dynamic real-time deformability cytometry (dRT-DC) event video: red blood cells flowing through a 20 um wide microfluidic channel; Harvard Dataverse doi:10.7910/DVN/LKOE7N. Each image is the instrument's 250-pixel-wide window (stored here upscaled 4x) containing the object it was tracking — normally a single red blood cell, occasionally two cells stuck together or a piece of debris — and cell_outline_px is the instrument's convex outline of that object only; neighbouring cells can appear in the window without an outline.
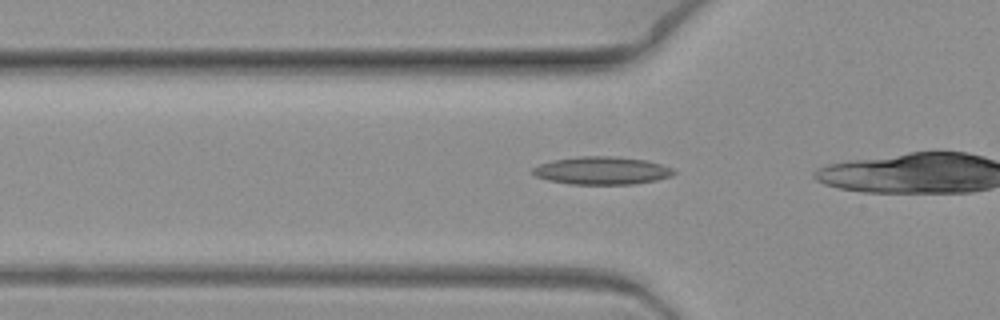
{"species": "common noctule bat (a hibernating species)", "species_latin": "Nyctalus noctula", "temperature_condition": "warm", "stored_images_in_passage": 6, "camera_frame_rate_fps": 3000, "um_per_image_px": 0.085, "animal": {"sex": "female", "body_mass_g": 19.3, "forearm_length_mm": 54.1}, "frame": {"image": 1, "passage_image": 6, "time_ms": 1.667, "image_size_px": [1000, 320], "cell_outline_px": [[676, 172], [668, 176], [656, 180], [632, 184], [572, 184], [548, 180], [536, 176], [532, 172], [532, 168], [540, 164], [552, 160], [576, 156], [616, 156], [648, 160], [672, 168]], "centroid_in_image_um": [51.14, 14.49], "position_along_channel_um": 74.7, "area_um2": 22.83}}